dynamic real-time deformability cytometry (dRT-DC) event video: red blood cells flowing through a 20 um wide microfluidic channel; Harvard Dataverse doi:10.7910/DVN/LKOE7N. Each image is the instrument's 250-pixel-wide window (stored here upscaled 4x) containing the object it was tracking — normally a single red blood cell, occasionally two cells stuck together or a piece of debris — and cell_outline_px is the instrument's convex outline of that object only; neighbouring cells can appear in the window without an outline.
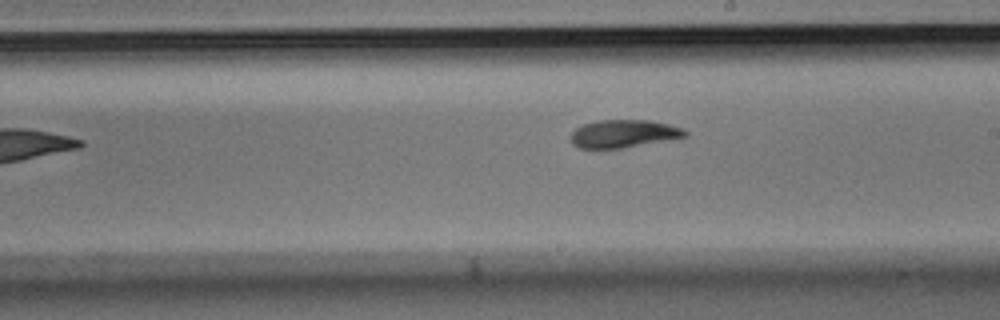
{"species": "Egyptian fruit bat (a non-hibernating species)", "species_latin": "Rousettus aegyptiacus", "temperature_condition": "room temperature", "stored_images_in_passage": 8, "camera_frame_rate_fps": 3000, "um_per_image_px": 0.085, "animal": {"sex": "male"}, "frame": {"image": 1, "passage_image": 8, "time_ms": 2.333, "image_size_px": [1000, 320], "cell_outline_px": [[688, 136], [624, 148], [580, 148], [572, 144], [572, 132], [576, 128], [584, 124], [596, 120], [648, 120], [668, 124], [684, 128], [688, 132]], "centroid_in_image_um": [53.03, 11.36], "position_along_channel_um": 236.0, "area_um2": 18.5}}